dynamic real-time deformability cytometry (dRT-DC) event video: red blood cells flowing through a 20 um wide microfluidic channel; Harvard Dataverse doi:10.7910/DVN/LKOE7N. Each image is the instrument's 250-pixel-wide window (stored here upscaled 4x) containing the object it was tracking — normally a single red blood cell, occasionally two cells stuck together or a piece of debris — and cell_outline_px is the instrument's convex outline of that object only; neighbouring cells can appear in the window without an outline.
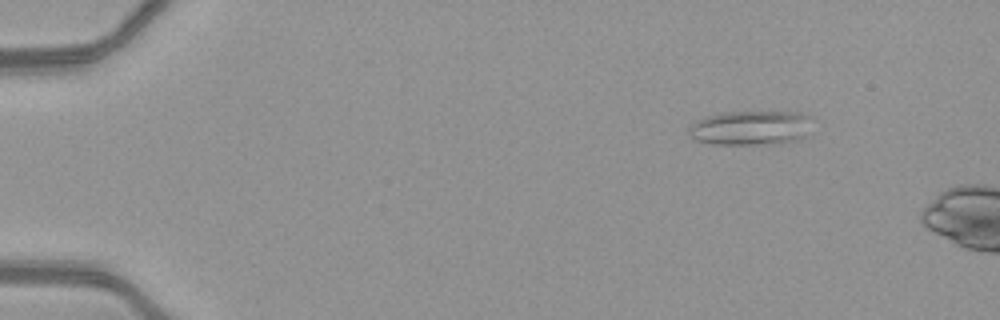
{"species": "common noctule bat (a hibernating species)", "species_latin": "Nyctalus noctula", "temperature_condition": "warm", "stored_images_in_passage": 10, "camera_frame_rate_fps": 3000, "um_per_image_px": 0.085, "animal": {"sex": "female", "body_mass_g": 21.9}, "frame": {"image": 1, "passage_image": 4, "time_ms": 1.0, "image_size_px": [1000, 320], "cell_outline_px": [[812, 136], [796, 140], [768, 144], [712, 144], [696, 140], [688, 132], [688, 124], [704, 116], [720, 112], [804, 112], [812, 116]], "centroid_in_image_um": [63.88, 10.85], "position_along_channel_um": 21.1, "area_um2": 25.61}}